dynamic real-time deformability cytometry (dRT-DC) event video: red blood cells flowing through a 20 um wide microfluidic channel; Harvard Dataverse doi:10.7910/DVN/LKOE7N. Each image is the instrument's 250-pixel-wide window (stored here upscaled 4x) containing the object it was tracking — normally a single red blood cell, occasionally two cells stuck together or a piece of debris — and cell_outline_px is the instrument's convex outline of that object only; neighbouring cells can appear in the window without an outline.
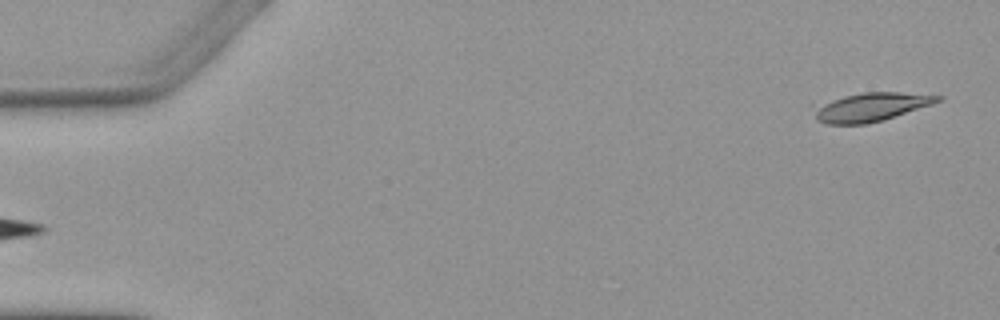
{"species": "Egyptian fruit bat (a non-hibernating species)", "species_latin": "Rousettus aegyptiacus", "temperature_condition": "warm", "stored_images_in_passage": 7, "camera_frame_rate_fps": 3000, "um_per_image_px": 0.085, "animal": {"sex": "female"}, "frame": {"image": 1, "passage_image": 1, "time_ms": 0.0, "image_size_px": [1000, 320], "cell_outline_px": [[944, 96], [940, 100], [932, 104], [884, 120], [868, 124], [824, 124], [816, 120], [808, 104], [844, 96], [864, 92], [900, 92]], "centroid_in_image_um": [73.87, 9.1], "position_along_channel_um": 11.1, "area_um2": 21.21}}
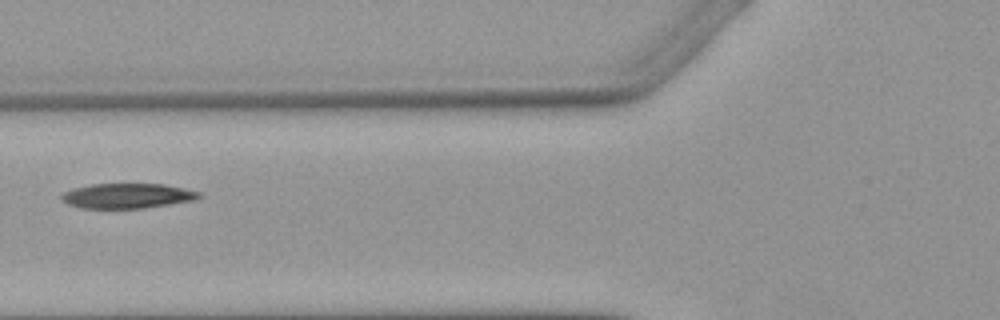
{"frame": {"image": 2, "passage_image": 6, "time_ms": 6.333, "image_size_px": [1000, 320], "cell_outline_px": [[200, 196], [196, 200], [144, 208], [84, 208], [68, 204], [60, 196], [60, 192], [72, 188], [92, 184], [164, 184], [200, 192]], "centroid_in_image_um": [10.79, 16.64], "position_along_channel_um": 115.0, "area_um2": 19.94}}
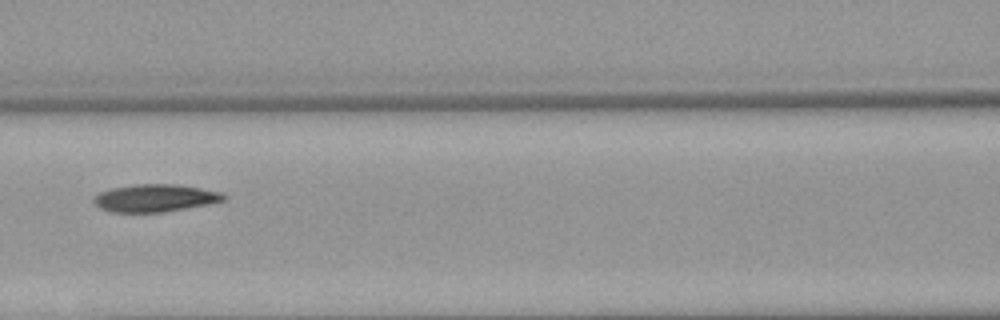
{"frame": {"image": 3, "passage_image": 7, "time_ms": 7.333, "image_size_px": [1000, 320], "cell_outline_px": [[228, 196], [224, 200], [164, 212], [108, 212], [100, 208], [92, 200], [100, 192], [112, 188], [132, 184], [176, 184], [224, 192]], "centroid_in_image_um": [13.17, 16.82], "position_along_channel_um": 153.4, "area_um2": 20.75}}